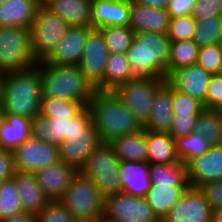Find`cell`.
Returning a JSON list of instances; mask_svg holds the SVG:
<instances>
[{"instance_id": "d590c367", "label": "cell", "mask_w": 222, "mask_h": 222, "mask_svg": "<svg viewBox=\"0 0 222 222\" xmlns=\"http://www.w3.org/2000/svg\"><path fill=\"white\" fill-rule=\"evenodd\" d=\"M86 103L70 102L56 98L42 97L39 115L45 118H68L77 116Z\"/></svg>"}, {"instance_id": "4dcf8cb0", "label": "cell", "mask_w": 222, "mask_h": 222, "mask_svg": "<svg viewBox=\"0 0 222 222\" xmlns=\"http://www.w3.org/2000/svg\"><path fill=\"white\" fill-rule=\"evenodd\" d=\"M31 123L29 118L17 115H5L0 125V148L13 151L31 136Z\"/></svg>"}, {"instance_id": "7bdbcfd3", "label": "cell", "mask_w": 222, "mask_h": 222, "mask_svg": "<svg viewBox=\"0 0 222 222\" xmlns=\"http://www.w3.org/2000/svg\"><path fill=\"white\" fill-rule=\"evenodd\" d=\"M37 222H71L73 216L61 201H49L36 215Z\"/></svg>"}, {"instance_id": "db71d44e", "label": "cell", "mask_w": 222, "mask_h": 222, "mask_svg": "<svg viewBox=\"0 0 222 222\" xmlns=\"http://www.w3.org/2000/svg\"><path fill=\"white\" fill-rule=\"evenodd\" d=\"M100 217H73L71 222H98Z\"/></svg>"}, {"instance_id": "680465c9", "label": "cell", "mask_w": 222, "mask_h": 222, "mask_svg": "<svg viewBox=\"0 0 222 222\" xmlns=\"http://www.w3.org/2000/svg\"><path fill=\"white\" fill-rule=\"evenodd\" d=\"M98 222H117V221H111V220L101 217Z\"/></svg>"}, {"instance_id": "94428289", "label": "cell", "mask_w": 222, "mask_h": 222, "mask_svg": "<svg viewBox=\"0 0 222 222\" xmlns=\"http://www.w3.org/2000/svg\"><path fill=\"white\" fill-rule=\"evenodd\" d=\"M7 0H0V5H2L4 2H6Z\"/></svg>"}, {"instance_id": "4fadbf2b", "label": "cell", "mask_w": 222, "mask_h": 222, "mask_svg": "<svg viewBox=\"0 0 222 222\" xmlns=\"http://www.w3.org/2000/svg\"><path fill=\"white\" fill-rule=\"evenodd\" d=\"M108 56L109 51L102 31L92 28L77 66L95 88L104 79Z\"/></svg>"}, {"instance_id": "3957f363", "label": "cell", "mask_w": 222, "mask_h": 222, "mask_svg": "<svg viewBox=\"0 0 222 222\" xmlns=\"http://www.w3.org/2000/svg\"><path fill=\"white\" fill-rule=\"evenodd\" d=\"M167 34L140 32L134 34L132 45L126 52L135 78L167 79L170 58Z\"/></svg>"}, {"instance_id": "ab89813d", "label": "cell", "mask_w": 222, "mask_h": 222, "mask_svg": "<svg viewBox=\"0 0 222 222\" xmlns=\"http://www.w3.org/2000/svg\"><path fill=\"white\" fill-rule=\"evenodd\" d=\"M197 21L191 16L170 18L167 36L171 42L193 40Z\"/></svg>"}, {"instance_id": "e575fe53", "label": "cell", "mask_w": 222, "mask_h": 222, "mask_svg": "<svg viewBox=\"0 0 222 222\" xmlns=\"http://www.w3.org/2000/svg\"><path fill=\"white\" fill-rule=\"evenodd\" d=\"M193 41L198 47L221 45L222 16H212L197 21Z\"/></svg>"}, {"instance_id": "30bf717a", "label": "cell", "mask_w": 222, "mask_h": 222, "mask_svg": "<svg viewBox=\"0 0 222 222\" xmlns=\"http://www.w3.org/2000/svg\"><path fill=\"white\" fill-rule=\"evenodd\" d=\"M163 79L135 78L117 86L112 92L144 125L150 118L153 96Z\"/></svg>"}, {"instance_id": "4316f807", "label": "cell", "mask_w": 222, "mask_h": 222, "mask_svg": "<svg viewBox=\"0 0 222 222\" xmlns=\"http://www.w3.org/2000/svg\"><path fill=\"white\" fill-rule=\"evenodd\" d=\"M147 162L170 164L178 161L175 139L168 132L146 130Z\"/></svg>"}, {"instance_id": "ffe728a7", "label": "cell", "mask_w": 222, "mask_h": 222, "mask_svg": "<svg viewBox=\"0 0 222 222\" xmlns=\"http://www.w3.org/2000/svg\"><path fill=\"white\" fill-rule=\"evenodd\" d=\"M130 0H92L91 27L129 26Z\"/></svg>"}, {"instance_id": "9c48e42d", "label": "cell", "mask_w": 222, "mask_h": 222, "mask_svg": "<svg viewBox=\"0 0 222 222\" xmlns=\"http://www.w3.org/2000/svg\"><path fill=\"white\" fill-rule=\"evenodd\" d=\"M60 201L73 217H102L103 197L93 180L80 171Z\"/></svg>"}, {"instance_id": "f35d334b", "label": "cell", "mask_w": 222, "mask_h": 222, "mask_svg": "<svg viewBox=\"0 0 222 222\" xmlns=\"http://www.w3.org/2000/svg\"><path fill=\"white\" fill-rule=\"evenodd\" d=\"M22 212L15 178L12 177L0 184V221Z\"/></svg>"}, {"instance_id": "f6af8a7d", "label": "cell", "mask_w": 222, "mask_h": 222, "mask_svg": "<svg viewBox=\"0 0 222 222\" xmlns=\"http://www.w3.org/2000/svg\"><path fill=\"white\" fill-rule=\"evenodd\" d=\"M197 116H173V121L169 134L174 138L187 136L194 132Z\"/></svg>"}, {"instance_id": "6da1fadb", "label": "cell", "mask_w": 222, "mask_h": 222, "mask_svg": "<svg viewBox=\"0 0 222 222\" xmlns=\"http://www.w3.org/2000/svg\"><path fill=\"white\" fill-rule=\"evenodd\" d=\"M92 125L102 143L143 130V125L112 91H96L88 103Z\"/></svg>"}, {"instance_id": "60d3db41", "label": "cell", "mask_w": 222, "mask_h": 222, "mask_svg": "<svg viewBox=\"0 0 222 222\" xmlns=\"http://www.w3.org/2000/svg\"><path fill=\"white\" fill-rule=\"evenodd\" d=\"M173 116H198L204 109L201 102L172 87Z\"/></svg>"}, {"instance_id": "cb8c5ba5", "label": "cell", "mask_w": 222, "mask_h": 222, "mask_svg": "<svg viewBox=\"0 0 222 222\" xmlns=\"http://www.w3.org/2000/svg\"><path fill=\"white\" fill-rule=\"evenodd\" d=\"M40 0H7L0 5V27L30 28Z\"/></svg>"}, {"instance_id": "2e32d148", "label": "cell", "mask_w": 222, "mask_h": 222, "mask_svg": "<svg viewBox=\"0 0 222 222\" xmlns=\"http://www.w3.org/2000/svg\"><path fill=\"white\" fill-rule=\"evenodd\" d=\"M187 180L190 187L200 188L209 182L222 179V145L210 146L206 153L187 164Z\"/></svg>"}, {"instance_id": "1f68e13d", "label": "cell", "mask_w": 222, "mask_h": 222, "mask_svg": "<svg viewBox=\"0 0 222 222\" xmlns=\"http://www.w3.org/2000/svg\"><path fill=\"white\" fill-rule=\"evenodd\" d=\"M149 178L152 185H190L187 167L179 159L170 164H149Z\"/></svg>"}, {"instance_id": "ba28073f", "label": "cell", "mask_w": 222, "mask_h": 222, "mask_svg": "<svg viewBox=\"0 0 222 222\" xmlns=\"http://www.w3.org/2000/svg\"><path fill=\"white\" fill-rule=\"evenodd\" d=\"M91 125V112L86 106L71 119L45 118L37 115L31 123V136L45 143L60 146L70 136L83 135V131Z\"/></svg>"}, {"instance_id": "484cf974", "label": "cell", "mask_w": 222, "mask_h": 222, "mask_svg": "<svg viewBox=\"0 0 222 222\" xmlns=\"http://www.w3.org/2000/svg\"><path fill=\"white\" fill-rule=\"evenodd\" d=\"M13 177L17 185L22 210L37 215L50 200L37 183L35 175L15 172Z\"/></svg>"}, {"instance_id": "9a60e30c", "label": "cell", "mask_w": 222, "mask_h": 222, "mask_svg": "<svg viewBox=\"0 0 222 222\" xmlns=\"http://www.w3.org/2000/svg\"><path fill=\"white\" fill-rule=\"evenodd\" d=\"M212 73L197 64L172 71L166 81L175 89L188 94L206 108V94Z\"/></svg>"}, {"instance_id": "b9f144b4", "label": "cell", "mask_w": 222, "mask_h": 222, "mask_svg": "<svg viewBox=\"0 0 222 222\" xmlns=\"http://www.w3.org/2000/svg\"><path fill=\"white\" fill-rule=\"evenodd\" d=\"M196 64L213 75L217 74L222 65L221 45L200 47Z\"/></svg>"}, {"instance_id": "681fc988", "label": "cell", "mask_w": 222, "mask_h": 222, "mask_svg": "<svg viewBox=\"0 0 222 222\" xmlns=\"http://www.w3.org/2000/svg\"><path fill=\"white\" fill-rule=\"evenodd\" d=\"M13 152L0 148V184L15 174Z\"/></svg>"}, {"instance_id": "83f0119b", "label": "cell", "mask_w": 222, "mask_h": 222, "mask_svg": "<svg viewBox=\"0 0 222 222\" xmlns=\"http://www.w3.org/2000/svg\"><path fill=\"white\" fill-rule=\"evenodd\" d=\"M108 144L120 162L147 160L146 129L115 138Z\"/></svg>"}, {"instance_id": "7c38bea8", "label": "cell", "mask_w": 222, "mask_h": 222, "mask_svg": "<svg viewBox=\"0 0 222 222\" xmlns=\"http://www.w3.org/2000/svg\"><path fill=\"white\" fill-rule=\"evenodd\" d=\"M16 172L31 173L60 161L59 146L45 143L30 136L13 151Z\"/></svg>"}, {"instance_id": "d4e9b609", "label": "cell", "mask_w": 222, "mask_h": 222, "mask_svg": "<svg viewBox=\"0 0 222 222\" xmlns=\"http://www.w3.org/2000/svg\"><path fill=\"white\" fill-rule=\"evenodd\" d=\"M42 4L69 26H91V0H44Z\"/></svg>"}, {"instance_id": "8992f818", "label": "cell", "mask_w": 222, "mask_h": 222, "mask_svg": "<svg viewBox=\"0 0 222 222\" xmlns=\"http://www.w3.org/2000/svg\"><path fill=\"white\" fill-rule=\"evenodd\" d=\"M120 161L108 143H101L79 170L93 180L103 198L122 192L118 176Z\"/></svg>"}, {"instance_id": "ac0fdd59", "label": "cell", "mask_w": 222, "mask_h": 222, "mask_svg": "<svg viewBox=\"0 0 222 222\" xmlns=\"http://www.w3.org/2000/svg\"><path fill=\"white\" fill-rule=\"evenodd\" d=\"M79 170L63 161L34 173L37 183L50 200L60 201Z\"/></svg>"}, {"instance_id": "e0dca14e", "label": "cell", "mask_w": 222, "mask_h": 222, "mask_svg": "<svg viewBox=\"0 0 222 222\" xmlns=\"http://www.w3.org/2000/svg\"><path fill=\"white\" fill-rule=\"evenodd\" d=\"M91 26H69L54 51L44 61L56 66L78 65Z\"/></svg>"}, {"instance_id": "c3c4849f", "label": "cell", "mask_w": 222, "mask_h": 222, "mask_svg": "<svg viewBox=\"0 0 222 222\" xmlns=\"http://www.w3.org/2000/svg\"><path fill=\"white\" fill-rule=\"evenodd\" d=\"M196 2L197 0H169L166 10L170 18L188 16L191 15Z\"/></svg>"}, {"instance_id": "52a82bcc", "label": "cell", "mask_w": 222, "mask_h": 222, "mask_svg": "<svg viewBox=\"0 0 222 222\" xmlns=\"http://www.w3.org/2000/svg\"><path fill=\"white\" fill-rule=\"evenodd\" d=\"M68 27L60 16L52 13L43 4L39 6L30 27L32 53L37 63L45 61L50 56Z\"/></svg>"}, {"instance_id": "7a4b0ae2", "label": "cell", "mask_w": 222, "mask_h": 222, "mask_svg": "<svg viewBox=\"0 0 222 222\" xmlns=\"http://www.w3.org/2000/svg\"><path fill=\"white\" fill-rule=\"evenodd\" d=\"M40 63L25 71L5 73L2 107L5 115L33 120L43 97Z\"/></svg>"}, {"instance_id": "8fae6325", "label": "cell", "mask_w": 222, "mask_h": 222, "mask_svg": "<svg viewBox=\"0 0 222 222\" xmlns=\"http://www.w3.org/2000/svg\"><path fill=\"white\" fill-rule=\"evenodd\" d=\"M102 217L117 222H161L145 197L124 192L103 198Z\"/></svg>"}, {"instance_id": "8d00e7d4", "label": "cell", "mask_w": 222, "mask_h": 222, "mask_svg": "<svg viewBox=\"0 0 222 222\" xmlns=\"http://www.w3.org/2000/svg\"><path fill=\"white\" fill-rule=\"evenodd\" d=\"M175 146L178 158L186 165L193 158L206 153L211 145L202 135L191 132L176 138Z\"/></svg>"}, {"instance_id": "6f0895ef", "label": "cell", "mask_w": 222, "mask_h": 222, "mask_svg": "<svg viewBox=\"0 0 222 222\" xmlns=\"http://www.w3.org/2000/svg\"><path fill=\"white\" fill-rule=\"evenodd\" d=\"M4 120H5V113L2 104L0 103V125Z\"/></svg>"}, {"instance_id": "ee69618b", "label": "cell", "mask_w": 222, "mask_h": 222, "mask_svg": "<svg viewBox=\"0 0 222 222\" xmlns=\"http://www.w3.org/2000/svg\"><path fill=\"white\" fill-rule=\"evenodd\" d=\"M222 0H197L194 4L191 16L199 21L212 16H221Z\"/></svg>"}, {"instance_id": "7402d4cb", "label": "cell", "mask_w": 222, "mask_h": 222, "mask_svg": "<svg viewBox=\"0 0 222 222\" xmlns=\"http://www.w3.org/2000/svg\"><path fill=\"white\" fill-rule=\"evenodd\" d=\"M172 121V86L165 80L153 96L150 118L143 128L153 132H169Z\"/></svg>"}, {"instance_id": "836d02e7", "label": "cell", "mask_w": 222, "mask_h": 222, "mask_svg": "<svg viewBox=\"0 0 222 222\" xmlns=\"http://www.w3.org/2000/svg\"><path fill=\"white\" fill-rule=\"evenodd\" d=\"M198 51L199 47L193 40L171 42L167 76L176 69L195 65L198 60Z\"/></svg>"}, {"instance_id": "7dc6e473", "label": "cell", "mask_w": 222, "mask_h": 222, "mask_svg": "<svg viewBox=\"0 0 222 222\" xmlns=\"http://www.w3.org/2000/svg\"><path fill=\"white\" fill-rule=\"evenodd\" d=\"M220 102H222V78L214 74L206 94V108L213 109Z\"/></svg>"}, {"instance_id": "9f6ffc18", "label": "cell", "mask_w": 222, "mask_h": 222, "mask_svg": "<svg viewBox=\"0 0 222 222\" xmlns=\"http://www.w3.org/2000/svg\"><path fill=\"white\" fill-rule=\"evenodd\" d=\"M213 110L222 117V102H220L219 104H217Z\"/></svg>"}, {"instance_id": "816d5d0a", "label": "cell", "mask_w": 222, "mask_h": 222, "mask_svg": "<svg viewBox=\"0 0 222 222\" xmlns=\"http://www.w3.org/2000/svg\"><path fill=\"white\" fill-rule=\"evenodd\" d=\"M133 1L153 8L166 9L169 0H133Z\"/></svg>"}, {"instance_id": "44dd1931", "label": "cell", "mask_w": 222, "mask_h": 222, "mask_svg": "<svg viewBox=\"0 0 222 222\" xmlns=\"http://www.w3.org/2000/svg\"><path fill=\"white\" fill-rule=\"evenodd\" d=\"M169 14L166 9L145 6L130 0L129 27L135 32L167 34Z\"/></svg>"}, {"instance_id": "74e56055", "label": "cell", "mask_w": 222, "mask_h": 222, "mask_svg": "<svg viewBox=\"0 0 222 222\" xmlns=\"http://www.w3.org/2000/svg\"><path fill=\"white\" fill-rule=\"evenodd\" d=\"M109 53L126 54L134 40L135 32L129 26H112L100 29Z\"/></svg>"}, {"instance_id": "bcb514c9", "label": "cell", "mask_w": 222, "mask_h": 222, "mask_svg": "<svg viewBox=\"0 0 222 222\" xmlns=\"http://www.w3.org/2000/svg\"><path fill=\"white\" fill-rule=\"evenodd\" d=\"M212 210L222 208V179L200 187Z\"/></svg>"}, {"instance_id": "d6986e66", "label": "cell", "mask_w": 222, "mask_h": 222, "mask_svg": "<svg viewBox=\"0 0 222 222\" xmlns=\"http://www.w3.org/2000/svg\"><path fill=\"white\" fill-rule=\"evenodd\" d=\"M99 135L91 125L83 131V135L68 137L60 146V161L80 170L86 163L88 156L101 144Z\"/></svg>"}, {"instance_id": "f1b7e54d", "label": "cell", "mask_w": 222, "mask_h": 222, "mask_svg": "<svg viewBox=\"0 0 222 222\" xmlns=\"http://www.w3.org/2000/svg\"><path fill=\"white\" fill-rule=\"evenodd\" d=\"M189 188L190 185H152L145 198L157 218L162 221L169 209L176 204Z\"/></svg>"}, {"instance_id": "603a6c76", "label": "cell", "mask_w": 222, "mask_h": 222, "mask_svg": "<svg viewBox=\"0 0 222 222\" xmlns=\"http://www.w3.org/2000/svg\"><path fill=\"white\" fill-rule=\"evenodd\" d=\"M118 176L122 192L132 196L145 197L152 186L149 178V163L147 161L120 162Z\"/></svg>"}, {"instance_id": "91938a15", "label": "cell", "mask_w": 222, "mask_h": 222, "mask_svg": "<svg viewBox=\"0 0 222 222\" xmlns=\"http://www.w3.org/2000/svg\"><path fill=\"white\" fill-rule=\"evenodd\" d=\"M217 75L222 78V65L219 68V71H218Z\"/></svg>"}, {"instance_id": "f907efd6", "label": "cell", "mask_w": 222, "mask_h": 222, "mask_svg": "<svg viewBox=\"0 0 222 222\" xmlns=\"http://www.w3.org/2000/svg\"><path fill=\"white\" fill-rule=\"evenodd\" d=\"M0 222H37V218L36 215L23 211L20 214L5 218Z\"/></svg>"}, {"instance_id": "5b68a950", "label": "cell", "mask_w": 222, "mask_h": 222, "mask_svg": "<svg viewBox=\"0 0 222 222\" xmlns=\"http://www.w3.org/2000/svg\"><path fill=\"white\" fill-rule=\"evenodd\" d=\"M37 64L32 53L30 28L0 27V72L25 71Z\"/></svg>"}, {"instance_id": "11a10c76", "label": "cell", "mask_w": 222, "mask_h": 222, "mask_svg": "<svg viewBox=\"0 0 222 222\" xmlns=\"http://www.w3.org/2000/svg\"><path fill=\"white\" fill-rule=\"evenodd\" d=\"M4 80H5V74L3 72H0V103L2 102L3 99Z\"/></svg>"}, {"instance_id": "d6a6232c", "label": "cell", "mask_w": 222, "mask_h": 222, "mask_svg": "<svg viewBox=\"0 0 222 222\" xmlns=\"http://www.w3.org/2000/svg\"><path fill=\"white\" fill-rule=\"evenodd\" d=\"M194 132L206 138L211 146L222 145V117L213 109L204 108L197 116Z\"/></svg>"}, {"instance_id": "277c9868", "label": "cell", "mask_w": 222, "mask_h": 222, "mask_svg": "<svg viewBox=\"0 0 222 222\" xmlns=\"http://www.w3.org/2000/svg\"><path fill=\"white\" fill-rule=\"evenodd\" d=\"M43 97L86 103L97 91L77 65L56 66L40 62Z\"/></svg>"}, {"instance_id": "5bb4252c", "label": "cell", "mask_w": 222, "mask_h": 222, "mask_svg": "<svg viewBox=\"0 0 222 222\" xmlns=\"http://www.w3.org/2000/svg\"><path fill=\"white\" fill-rule=\"evenodd\" d=\"M212 209L200 188L190 187L161 222H211Z\"/></svg>"}, {"instance_id": "f5cc1de1", "label": "cell", "mask_w": 222, "mask_h": 222, "mask_svg": "<svg viewBox=\"0 0 222 222\" xmlns=\"http://www.w3.org/2000/svg\"><path fill=\"white\" fill-rule=\"evenodd\" d=\"M211 222H222V208L212 210Z\"/></svg>"}, {"instance_id": "f546056e", "label": "cell", "mask_w": 222, "mask_h": 222, "mask_svg": "<svg viewBox=\"0 0 222 222\" xmlns=\"http://www.w3.org/2000/svg\"><path fill=\"white\" fill-rule=\"evenodd\" d=\"M134 79V72L126 54L109 53L104 79L96 87L98 91H113L117 86Z\"/></svg>"}]
</instances>
